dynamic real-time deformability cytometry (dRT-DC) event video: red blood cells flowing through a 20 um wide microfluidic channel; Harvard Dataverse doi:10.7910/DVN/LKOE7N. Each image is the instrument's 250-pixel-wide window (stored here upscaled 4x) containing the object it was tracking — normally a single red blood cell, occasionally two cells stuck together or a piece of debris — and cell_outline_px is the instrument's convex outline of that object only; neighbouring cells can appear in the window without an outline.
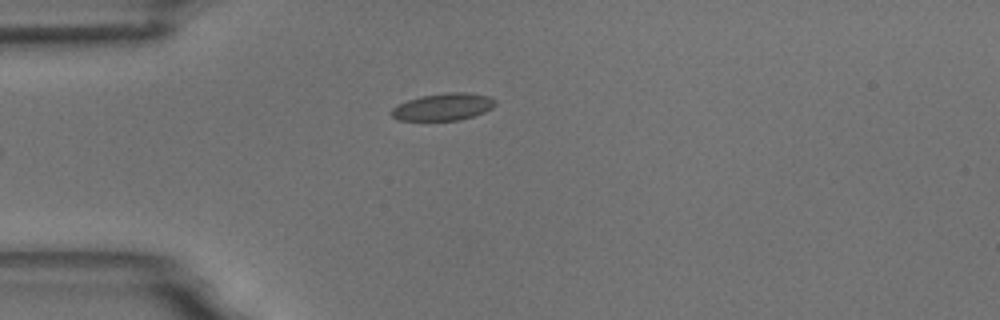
{"species": "common noctule bat (a hibernating species)", "species_latin": "Nyctalus noctula", "temperature_condition": "room temperature", "stored_images_in_passage": 3, "camera_frame_rate_fps": 3000, "um_per_image_px": 0.085, "animal": {"sex": "male", "body_mass_g": 18.8}, "frame": {"image": 1, "passage_image": 3, "time_ms": 2.333, "image_size_px": [1000, 320], "cell_outline_px": [[496, 104], [492, 108], [484, 112], [460, 120], [396, 120], [388, 112], [396, 104], [420, 96], [448, 92], [464, 92], [488, 96], [496, 100]], "centroid_in_image_um": [37.63, 9.08], "position_along_channel_um": 47.4, "area_um2": 16.53}}